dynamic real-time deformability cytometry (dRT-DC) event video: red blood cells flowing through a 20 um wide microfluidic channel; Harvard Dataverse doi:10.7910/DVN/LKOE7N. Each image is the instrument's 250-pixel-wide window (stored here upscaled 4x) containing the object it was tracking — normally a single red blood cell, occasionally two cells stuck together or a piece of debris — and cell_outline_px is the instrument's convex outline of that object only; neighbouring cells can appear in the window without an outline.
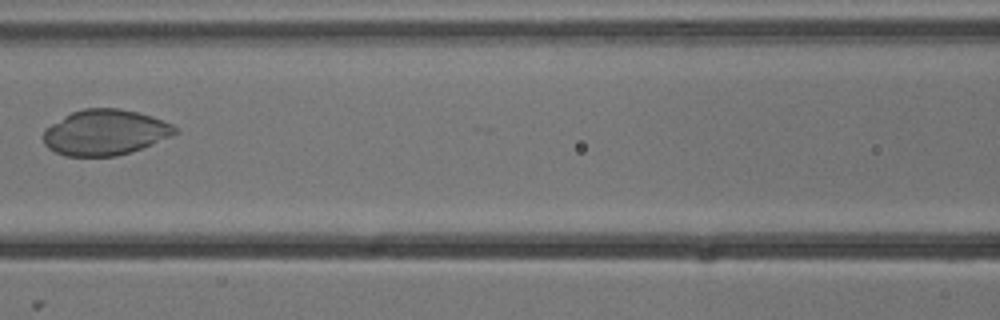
{"species": "common noctule bat (a hibernating species)", "species_latin": "Nyctalus noctula", "temperature_condition": "cold", "stored_images_in_passage": 8, "camera_frame_rate_fps": 3000, "um_per_image_px": 0.085, "animal": {"sex": "male", "body_mass_g": 13.3}, "frame": {"image": 1, "passage_image": 7, "time_ms": 2.0, "image_size_px": [1000, 320], "cell_outline_px": [[176, 132], [172, 136], [152, 144], [116, 156], [64, 156], [48, 148], [44, 144], [44, 128], [64, 116], [72, 112], [84, 108], [120, 108], [152, 116], [172, 124], [176, 128]], "centroid_in_image_um": [8.9, 11.25], "position_along_channel_um": 157.7, "area_um2": 34.8}}
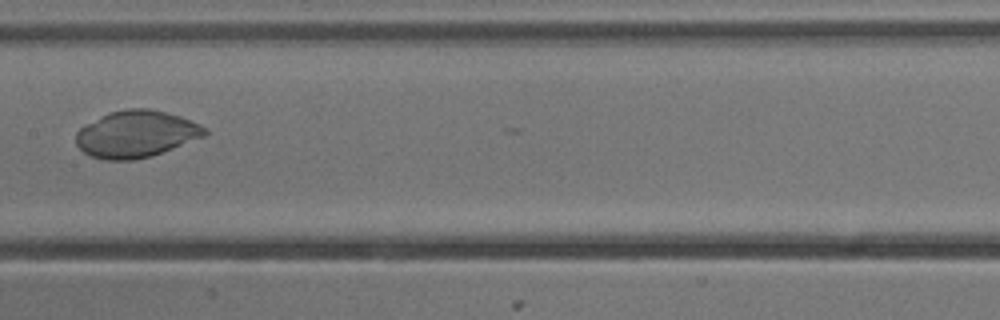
{"frame": {"image": 2, "passage_image": 8, "time_ms": 2.333, "image_size_px": [1000, 320], "cell_outline_px": [[208, 132], [204, 136], [152, 156], [132, 160], [104, 160], [92, 156], [84, 152], [76, 144], [76, 132], [80, 128], [108, 112], [124, 108], [148, 108], [180, 116], [208, 128]], "centroid_in_image_um": [11.57, 11.39], "position_along_channel_um": 195.8, "area_um2": 35.03}}